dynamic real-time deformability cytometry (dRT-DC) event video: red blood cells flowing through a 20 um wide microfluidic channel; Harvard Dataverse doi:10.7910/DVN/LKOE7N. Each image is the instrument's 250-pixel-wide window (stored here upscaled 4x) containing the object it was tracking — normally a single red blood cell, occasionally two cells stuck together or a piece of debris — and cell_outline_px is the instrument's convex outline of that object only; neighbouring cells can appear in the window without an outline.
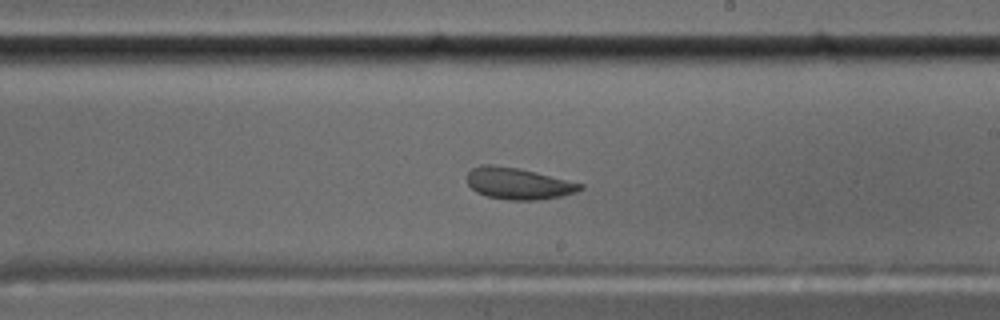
{"species": "common noctule bat (a hibernating species)", "species_latin": "Nyctalus noctula", "temperature_condition": "cold", "stored_images_in_passage": 54, "camera_frame_rate_fps": 3000, "um_per_image_px": 0.085, "animal": {"sex": "male", "body_mass_g": 17.5, "forearm_length_mm": 52.3}, "frame": {"image": 1, "passage_image": 30, "time_ms": 9.667, "image_size_px": [1000, 320], "cell_outline_px": [[584, 188], [576, 192], [560, 196], [536, 200], [508, 200], [488, 196], [476, 192], [468, 184], [464, 176], [472, 168], [480, 164], [492, 164], [520, 168], [584, 184]], "centroid_in_image_um": [44.01, 15.58], "position_along_channel_um": 245.0, "area_um2": 20.98}}
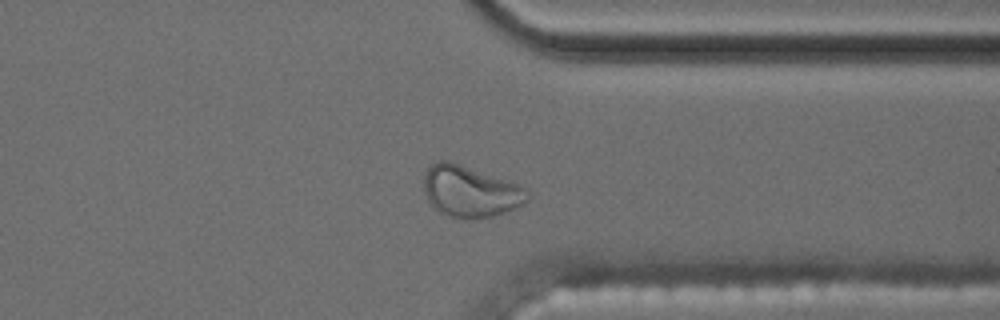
{"frame": {"image": 2, "passage_image": 41, "time_ms": 13.333, "image_size_px": [1000, 320], "cell_outline_px": [[532, 196], [524, 204], [492, 216], [452, 216], [440, 212], [428, 200], [424, 188], [424, 176], [428, 168], [432, 164], [440, 160], [448, 160], [520, 184]], "centroid_in_image_um": [40.0, 16.22], "position_along_channel_um": 371.4, "area_um2": 30.23}, "authors_computed_cell_mechanics": {"area_um2": 21.8195, "velocity_mm_per_s": 3.4734, "shape_relaxation_time_tau1_ms": null, "shape_relaxation_time_tau2_ms": 1.4039, "deformation_change_tau1": null, "deformation_change_tau2": 0.0809}}